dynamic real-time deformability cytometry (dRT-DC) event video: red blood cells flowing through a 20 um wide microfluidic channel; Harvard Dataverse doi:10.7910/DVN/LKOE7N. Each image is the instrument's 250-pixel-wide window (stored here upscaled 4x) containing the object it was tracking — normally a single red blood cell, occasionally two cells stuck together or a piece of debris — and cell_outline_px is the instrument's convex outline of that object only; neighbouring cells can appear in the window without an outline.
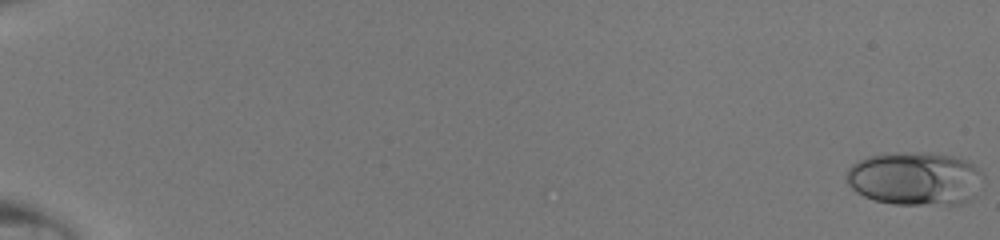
{"species": "human", "species_latin": "Homo sapiens", "temperature_condition": "room temperature", "stored_images_in_passage": 49, "camera_frame_rate_fps": 3000, "um_per_image_px": 0.085, "donor": {"sex": "male"}, "frame": {"image": 1, "passage_image": 1, "time_ms": 0.0, "image_size_px": [1000, 240], "cell_outline_px": [[984, 180], [972, 196], [968, 200], [960, 204], [896, 204], [876, 200], [864, 196], [852, 188], [848, 184], [844, 176], [848, 168], [852, 164], [868, 156], [896, 152], [928, 152], [952, 156], [964, 160], [980, 168], [984, 176]], "centroid_in_image_um": [77.77, 15.16], "position_along_channel_um": 7.2, "area_um2": 42.71}}
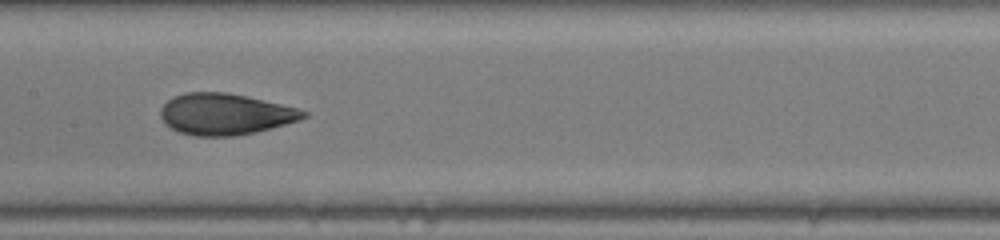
{"frame": {"image": 2, "passage_image": 28, "time_ms": 9.0, "image_size_px": [1000, 240], "cell_outline_px": [[308, 116], [300, 120], [252, 132], [232, 136], [196, 136], [180, 132], [172, 128], [160, 116], [160, 108], [172, 96], [184, 92], [228, 92], [280, 104], [296, 108], [308, 112]], "centroid_in_image_um": [19.11, 9.68], "position_along_channel_um": 188.3, "area_um2": 33.99}}
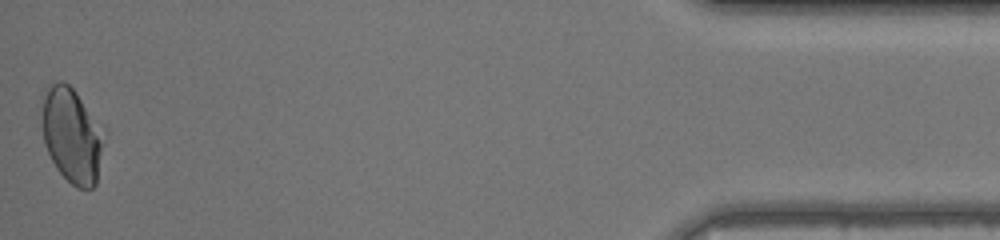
{"frame": {"image": 3, "passage_image": 49, "time_ms": 16.0, "image_size_px": [1000, 240], "cell_outline_px": [[100, 148], [96, 184], [92, 188], [76, 188], [56, 168], [44, 144], [44, 96], [48, 84], [56, 80], [60, 80], [68, 84], [76, 92], [84, 108], [100, 144]], "centroid_in_image_um": [5.98, 11.55], "position_along_channel_um": 429.2, "area_um2": 31.33}}